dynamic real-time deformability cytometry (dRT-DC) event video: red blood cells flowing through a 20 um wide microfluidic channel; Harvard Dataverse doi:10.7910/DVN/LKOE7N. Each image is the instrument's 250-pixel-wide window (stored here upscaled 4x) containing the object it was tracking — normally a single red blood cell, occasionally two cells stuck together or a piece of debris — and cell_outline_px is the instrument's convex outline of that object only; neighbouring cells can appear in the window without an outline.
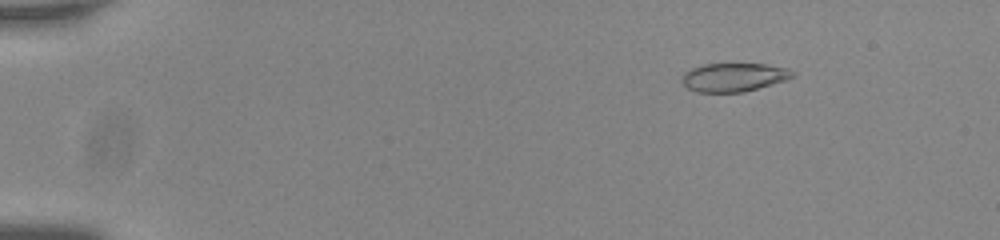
{"species": "common noctule bat (a hibernating species)", "species_latin": "Nyctalus noctula", "temperature_condition": "room temperature", "stored_images_in_passage": 57, "camera_frame_rate_fps": 3000, "um_per_image_px": 0.085, "animal": {"sex": "male", "body_mass_g": 20.0, "forearm_length_mm": 53.3}, "frame": {"image": 1, "passage_image": 9, "time_ms": 2.667, "image_size_px": [1000, 240], "cell_outline_px": [[796, 76], [772, 84], [744, 92], [696, 92], [688, 88], [680, 80], [684, 72], [700, 64], [764, 64], [788, 68], [796, 72]], "centroid_in_image_um": [62.37, 6.56], "position_along_channel_um": 22.6, "area_um2": 18.5}}
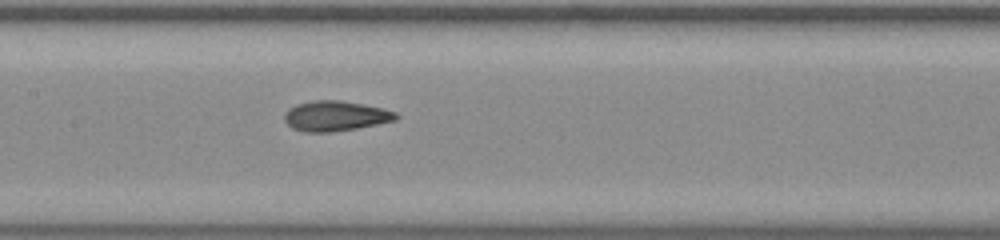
{"frame": {"image": 2, "passage_image": 30, "time_ms": 9.667, "image_size_px": [1000, 240], "cell_outline_px": [[400, 116], [396, 120], [356, 128], [332, 132], [304, 132], [292, 128], [284, 120], [284, 112], [288, 108], [296, 104], [312, 100], [340, 100], [384, 108], [396, 112]], "centroid_in_image_um": [28.49, 9.85], "position_along_channel_um": 178.9, "area_um2": 19.71}}
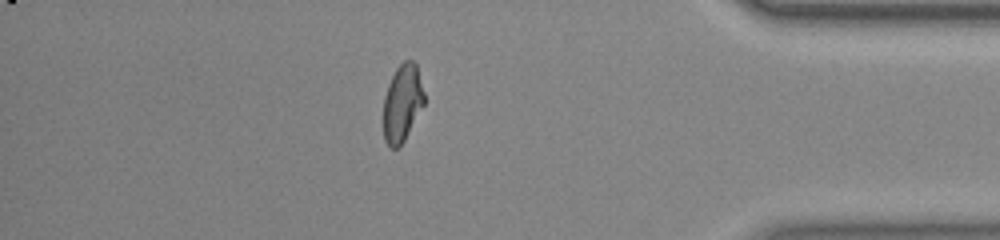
{"frame": {"image": 3, "passage_image": 50, "time_ms": 16.333, "image_size_px": [1000, 240], "cell_outline_px": [[424, 104], [400, 148], [392, 148], [384, 140], [384, 96], [388, 84], [396, 68], [404, 60], [412, 60], [416, 64], [424, 92]], "centroid_in_image_um": [34.19, 8.76], "position_along_channel_um": 401.0, "area_um2": 18.26}, "authors_computed_cell_mechanics": {"area_um2": 19.3052, "velocity_mm_per_s": 3.7697, "shape_relaxation_time_tau1_ms": null, "shape_relaxation_time_tau2_ms": 1.3175, "deformation_change_tau1": null, "deformation_change_tau2": 0.068}}